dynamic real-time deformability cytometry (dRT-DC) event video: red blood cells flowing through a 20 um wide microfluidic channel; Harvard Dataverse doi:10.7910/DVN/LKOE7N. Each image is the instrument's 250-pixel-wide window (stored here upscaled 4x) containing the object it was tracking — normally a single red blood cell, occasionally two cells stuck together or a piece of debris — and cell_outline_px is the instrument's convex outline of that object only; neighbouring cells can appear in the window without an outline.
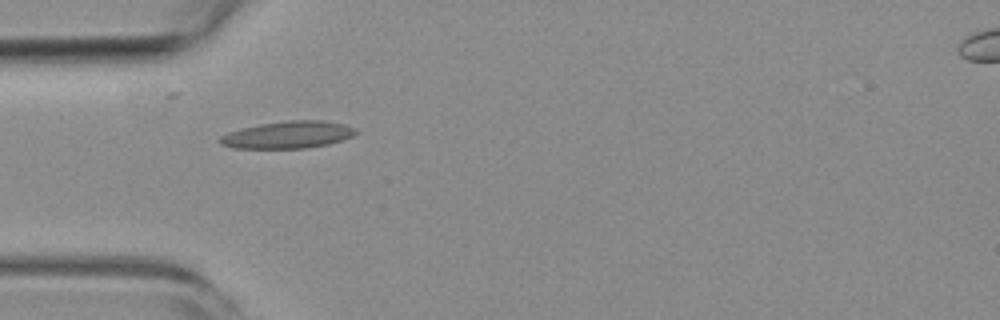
{"species": "common noctule bat (a hibernating species)", "species_latin": "Nyctalus noctula", "temperature_condition": "room temperature", "stored_images_in_passage": 2, "camera_frame_rate_fps": 3000, "um_per_image_px": 0.085, "animal": {"sex": "female", "body_mass_g": 19.3, "forearm_length_mm": 54.1}, "frame": {"image": 1, "passage_image": 1, "time_ms": 0.0, "image_size_px": [1000, 320], "cell_outline_px": [[360, 132], [352, 136], [328, 144], [304, 148], [232, 148], [220, 144], [220, 136], [228, 132], [260, 124], [288, 120], [324, 120], [344, 124], [356, 128]], "centroid_in_image_um": [24.5, 11.45], "position_along_channel_um": 60.5, "area_um2": 21.44}}
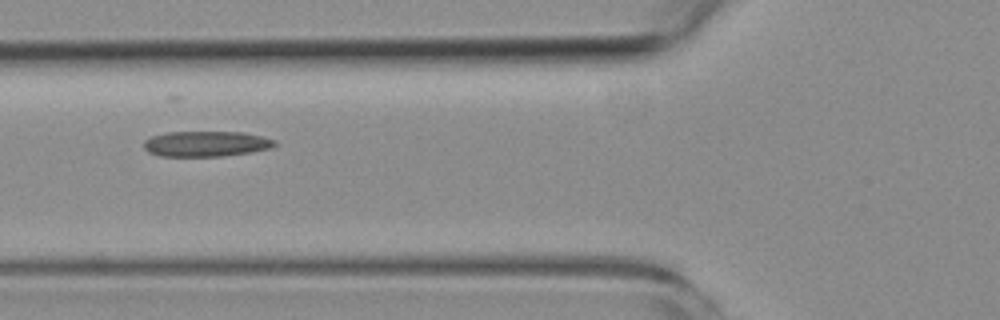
{"frame": {"image": 2, "passage_image": 2, "time_ms": 1.333, "image_size_px": [1000, 320], "cell_outline_px": [[276, 144], [272, 148], [252, 152], [224, 156], [160, 156], [148, 152], [144, 148], [144, 140], [152, 136], [168, 132], [244, 132], [276, 140]], "centroid_in_image_um": [17.53, 12.23], "position_along_channel_um": 108.3, "area_um2": 19.48}}